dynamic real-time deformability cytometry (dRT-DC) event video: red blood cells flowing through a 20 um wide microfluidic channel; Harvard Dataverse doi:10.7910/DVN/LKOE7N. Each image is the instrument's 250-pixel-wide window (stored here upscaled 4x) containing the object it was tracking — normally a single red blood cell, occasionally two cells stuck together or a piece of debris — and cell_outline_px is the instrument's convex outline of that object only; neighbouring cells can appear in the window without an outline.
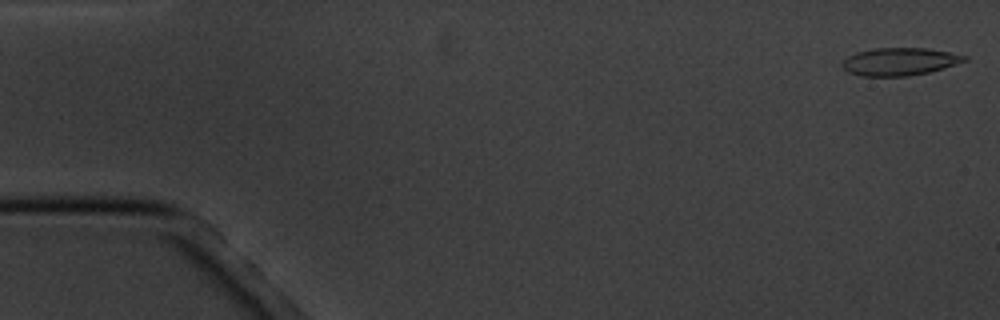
{"species": "common noctule bat (a hibernating species)", "species_latin": "Nyctalus noctula", "temperature_condition": "cold", "stored_images_in_passage": 6, "camera_frame_rate_fps": 3000, "um_per_image_px": 0.085, "animal": {"sex": "male", "body_mass_g": 20.1, "forearm_length_mm": 53.5}, "frame": {"image": 1, "passage_image": 1, "time_ms": 0.0, "image_size_px": [1000, 320], "cell_outline_px": [[968, 60], [956, 64], [928, 72], [908, 76], [860, 76], [848, 72], [840, 64], [848, 56], [856, 52], [876, 48], [928, 48], [968, 56]], "centroid_in_image_um": [76.45, 5.23], "position_along_channel_um": 8.6, "area_um2": 19.65}}
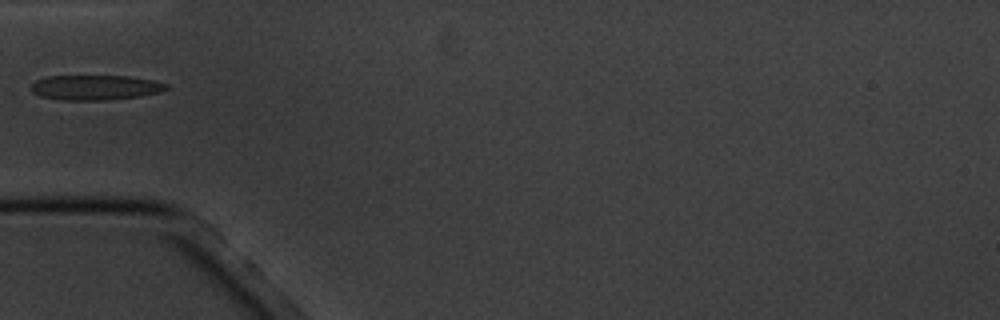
{"frame": {"image": 2, "passage_image": 6, "time_ms": 5.667, "image_size_px": [1000, 320], "cell_outline_px": [[168, 88], [160, 92], [140, 96], [108, 100], [64, 100], [40, 96], [32, 92], [28, 88], [36, 80], [48, 76], [128, 76], [152, 80], [168, 84]], "centroid_in_image_um": [8.08, 7.44], "position_along_channel_um": 76.9, "area_um2": 19.71}}